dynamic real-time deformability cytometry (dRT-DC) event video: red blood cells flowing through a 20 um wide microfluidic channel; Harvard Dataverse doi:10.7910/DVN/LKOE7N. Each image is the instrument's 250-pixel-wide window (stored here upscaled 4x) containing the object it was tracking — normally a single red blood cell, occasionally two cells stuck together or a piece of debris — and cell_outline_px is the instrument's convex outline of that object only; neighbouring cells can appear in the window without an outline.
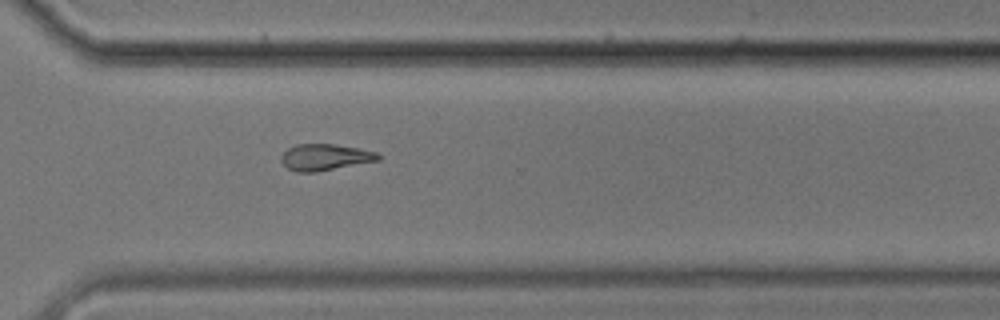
{"species": "common noctule bat (a hibernating species)", "species_latin": "Nyctalus noctula", "temperature_condition": "cold", "stored_images_in_passage": 11, "camera_frame_rate_fps": 3000, "um_per_image_px": 0.085, "animal": {"sex": "male", "body_mass_g": 17.9}, "frame": {"image": 1, "passage_image": 11, "time_ms": 13.0, "image_size_px": [1000, 320], "cell_outline_px": [[380, 160], [316, 172], [296, 172], [288, 168], [280, 160], [280, 156], [288, 148], [296, 144], [336, 144], [380, 152]], "centroid_in_image_um": [27.64, 13.35], "position_along_channel_um": 343.0, "area_um2": 15.03}}